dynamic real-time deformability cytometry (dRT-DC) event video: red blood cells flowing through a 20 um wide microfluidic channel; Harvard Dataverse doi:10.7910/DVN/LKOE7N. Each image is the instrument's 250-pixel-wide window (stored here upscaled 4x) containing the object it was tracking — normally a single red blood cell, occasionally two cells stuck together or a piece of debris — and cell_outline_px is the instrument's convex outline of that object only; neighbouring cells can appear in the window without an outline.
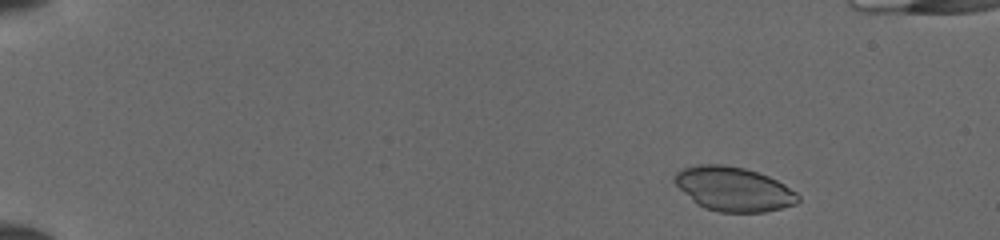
{"species": "common noctule bat (a hibernating species)", "species_latin": "Nyctalus noctula", "temperature_condition": "cold", "stored_images_in_passage": 47, "camera_frame_rate_fps": 3000, "um_per_image_px": 0.085, "animal": {"sex": "female", "body_mass_g": 19.5, "forearm_length_mm": 54.1}, "frame": {"image": 1, "passage_image": 3, "time_ms": 0.667, "image_size_px": [1000, 240], "cell_outline_px": [[800, 200], [796, 204], [764, 212], [720, 212], [704, 208], [696, 204], [672, 180], [676, 172], [684, 168], [696, 164], [724, 164], [744, 168], [768, 176], [784, 184], [796, 192], [800, 196]], "centroid_in_image_um": [62.35, 16.06], "position_along_channel_um": 22.7, "area_um2": 31.79}}